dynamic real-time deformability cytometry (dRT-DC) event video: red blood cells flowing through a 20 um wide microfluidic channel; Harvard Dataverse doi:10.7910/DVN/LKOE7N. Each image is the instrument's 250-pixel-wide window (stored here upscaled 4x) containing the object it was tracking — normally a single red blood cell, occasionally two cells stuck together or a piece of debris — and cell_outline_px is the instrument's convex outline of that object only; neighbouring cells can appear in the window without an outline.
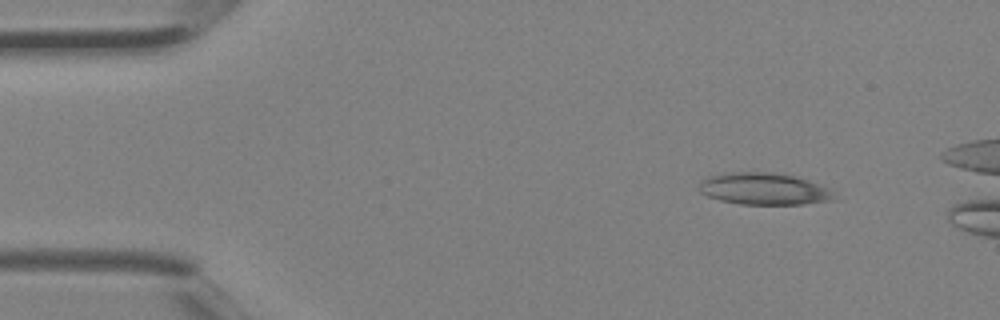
{"species": "Egyptian fruit bat (a non-hibernating species)", "species_latin": "Rousettus aegyptiacus", "temperature_condition": "room temperature", "stored_images_in_passage": 3, "camera_frame_rate_fps": 3000, "um_per_image_px": 0.085, "animal": {"sex": "female"}, "frame": {"image": 1, "passage_image": 1, "time_ms": 0.0, "image_size_px": [1000, 320], "cell_outline_px": [[836, 200], [804, 204], [740, 204], [720, 200], [708, 196], [700, 192], [700, 180], [708, 176], [724, 172], [768, 172], [792, 176], [808, 180], [832, 188]], "centroid_in_image_um": [64.96, 16.05], "position_along_channel_um": 20.0, "area_um2": 25.26}}